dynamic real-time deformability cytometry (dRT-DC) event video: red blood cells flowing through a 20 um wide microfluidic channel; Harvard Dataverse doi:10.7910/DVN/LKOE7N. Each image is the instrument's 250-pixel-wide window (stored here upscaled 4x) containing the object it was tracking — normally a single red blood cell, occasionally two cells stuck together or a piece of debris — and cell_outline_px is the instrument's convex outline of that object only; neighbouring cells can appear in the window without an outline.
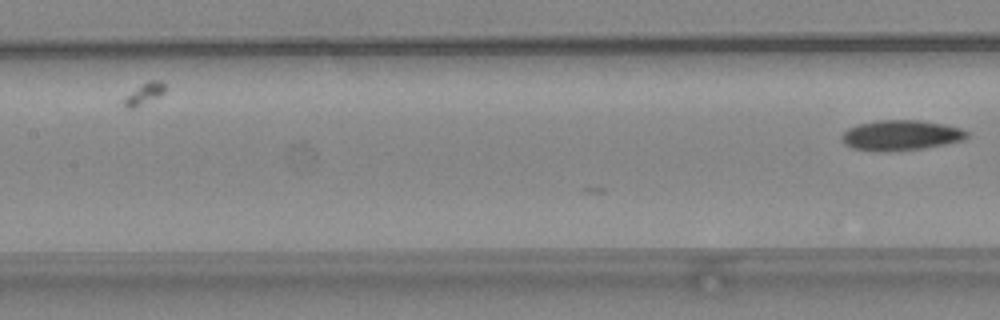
{"species": "common noctule bat (a hibernating species)", "species_latin": "Nyctalus noctula", "temperature_condition": "warm", "stored_images_in_passage": 6, "camera_frame_rate_fps": 3000, "um_per_image_px": 0.085, "animal": {"sex": "female", "body_mass_g": 24.6, "forearm_length_mm": 56.2}, "frame": {"image": 1, "passage_image": 6, "time_ms": 1.667, "image_size_px": [1000, 320], "cell_outline_px": [[968, 136], [964, 140], [944, 144], [920, 148], [884, 152], [876, 152], [852, 148], [844, 144], [840, 136], [848, 128], [860, 124], [876, 120], [920, 120], [944, 124], [960, 128], [968, 132]], "centroid_in_image_um": [76.54, 11.5], "position_along_channel_um": 130.9, "area_um2": 22.08}}